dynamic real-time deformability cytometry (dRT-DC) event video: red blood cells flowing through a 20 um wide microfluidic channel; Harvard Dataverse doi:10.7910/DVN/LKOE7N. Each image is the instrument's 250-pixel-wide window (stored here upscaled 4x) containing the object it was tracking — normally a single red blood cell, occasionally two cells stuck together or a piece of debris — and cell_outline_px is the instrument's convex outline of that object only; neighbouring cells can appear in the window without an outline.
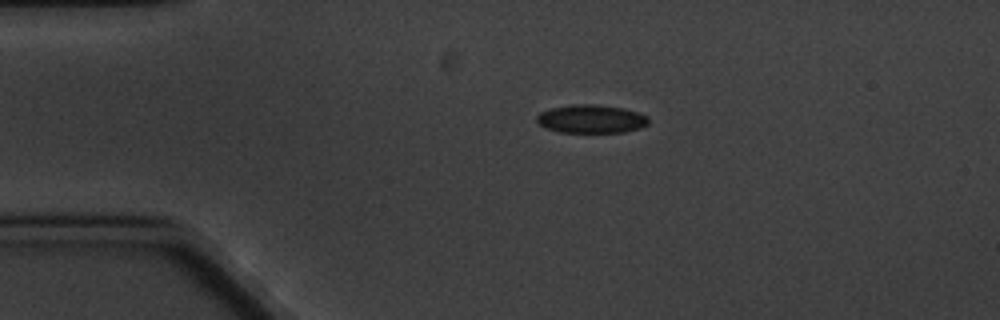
{"species": "common noctule bat (a hibernating species)", "species_latin": "Nyctalus noctula", "temperature_condition": "cold", "stored_images_in_passage": 3, "camera_frame_rate_fps": 3000, "um_per_image_px": 0.085, "animal": {"sex": "male", "body_mass_g": 20.1, "forearm_length_mm": 53.5}, "frame": {"image": 1, "passage_image": 1, "time_ms": 0.0, "image_size_px": [1000, 320], "cell_outline_px": [[648, 124], [640, 128], [624, 132], [560, 132], [548, 128], [540, 124], [536, 120], [536, 116], [540, 112], [552, 108], [572, 104], [596, 104], [624, 108], [648, 116]], "centroid_in_image_um": [50.26, 10.1], "position_along_channel_um": 34.7, "area_um2": 18.38}}
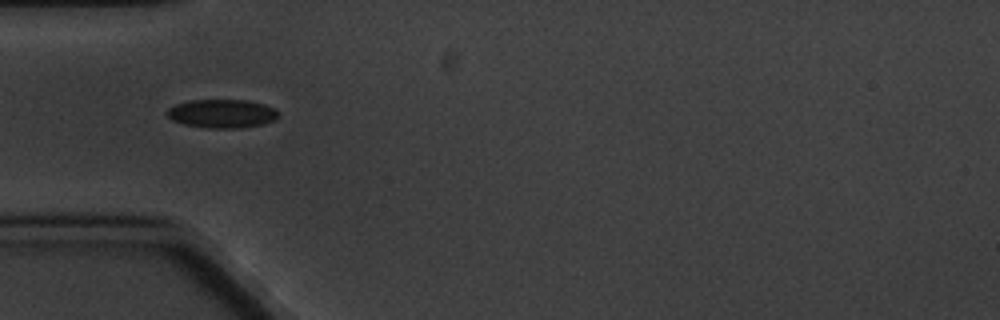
{"frame": {"image": 2, "passage_image": 3, "time_ms": 2.0, "image_size_px": [1000, 320], "cell_outline_px": [[280, 116], [276, 120], [264, 124], [240, 128], [208, 128], [184, 124], [172, 120], [168, 116], [168, 108], [176, 104], [188, 100], [248, 100], [264, 104], [276, 108], [280, 112]], "centroid_in_image_um": [18.94, 9.65], "position_along_channel_um": 66.1, "area_um2": 18.79}}